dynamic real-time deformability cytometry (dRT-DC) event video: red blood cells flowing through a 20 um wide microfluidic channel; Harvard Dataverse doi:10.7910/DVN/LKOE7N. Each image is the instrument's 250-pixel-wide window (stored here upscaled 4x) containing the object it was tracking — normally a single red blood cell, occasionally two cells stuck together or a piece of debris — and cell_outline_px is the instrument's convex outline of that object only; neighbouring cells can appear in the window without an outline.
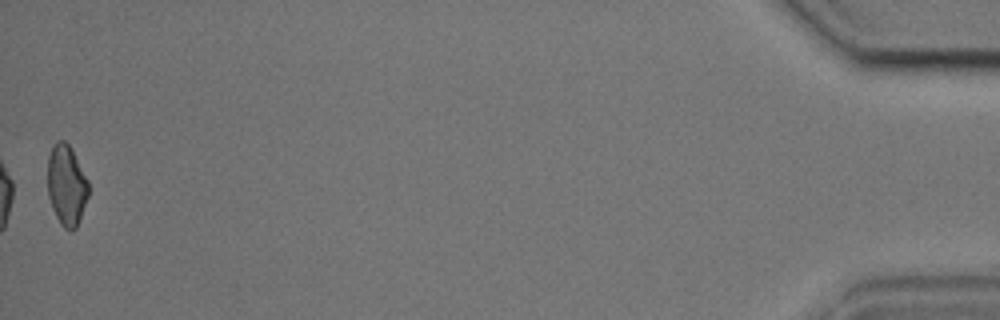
{"species": "common noctule bat (a hibernating species)", "species_latin": "Nyctalus noctula", "temperature_condition": "cold", "stored_images_in_passage": 53, "camera_frame_rate_fps": 3000, "um_per_image_px": 0.085, "animal": {"sex": "male", "body_mass_g": 17.9, "forearm_length_mm": 54.2}, "frame": {"image": 1, "passage_image": 53, "time_ms": 17.333, "image_size_px": [1000, 320], "cell_outline_px": [[88, 196], [76, 228], [72, 232], [64, 228], [60, 224], [52, 208], [48, 196], [48, 156], [56, 140], [64, 140], [72, 148], [88, 180]], "centroid_in_image_um": [5.65, 15.74], "position_along_channel_um": 429.5, "area_um2": 19.25}, "authors_computed_cell_mechanics": {"area_um2": 20.2878, "velocity_mm_per_s": 3.6634, "shape_relaxation_time_tau1_ms": null, "shape_relaxation_time_tau2_ms": 4.1959, "deformation_change_tau1": null, "deformation_change_tau2": 0.1176}}